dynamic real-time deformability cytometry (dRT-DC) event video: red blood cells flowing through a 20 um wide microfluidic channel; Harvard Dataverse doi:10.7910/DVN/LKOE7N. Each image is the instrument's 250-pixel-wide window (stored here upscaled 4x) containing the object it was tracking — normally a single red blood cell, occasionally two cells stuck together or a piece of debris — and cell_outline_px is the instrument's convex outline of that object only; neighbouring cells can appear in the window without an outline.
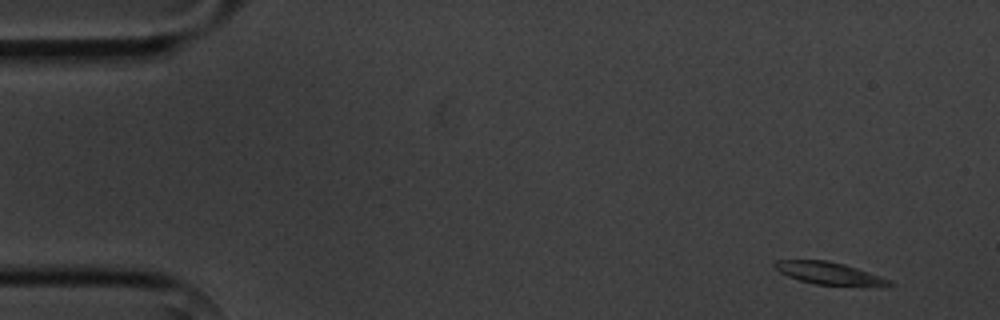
{"species": "common noctule bat (a hibernating species)", "species_latin": "Nyctalus noctula", "temperature_condition": "cold", "stored_images_in_passage": 5, "camera_frame_rate_fps": 3000, "um_per_image_px": 0.085, "animal": {"sex": "male", "body_mass_g": 20.1, "forearm_length_mm": 53.5}, "frame": {"image": 1, "passage_image": 1, "time_ms": 0.0, "image_size_px": [1000, 320], "cell_outline_px": [[896, 284], [816, 284], [800, 280], [788, 276], [780, 272], [772, 264], [776, 260], [828, 260], [844, 264], [892, 280]], "centroid_in_image_um": [70.36, 23.18], "position_along_channel_um": 14.6, "area_um2": 14.16}}
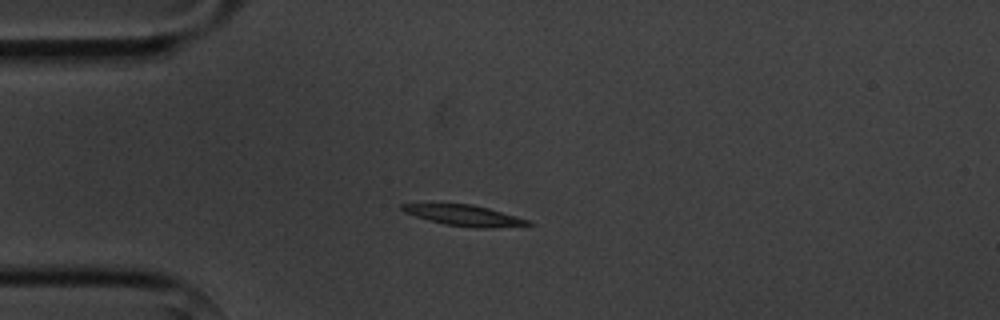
{"frame": {"image": 2, "passage_image": 3, "time_ms": 3.333, "image_size_px": [1000, 320], "cell_outline_px": [[536, 224], [492, 228], [476, 228], [448, 224], [428, 220], [404, 212], [400, 208], [400, 204], [472, 204], [488, 208], [516, 216], [528, 220]], "centroid_in_image_um": [39.48, 18.31], "position_along_channel_um": 45.5, "area_um2": 14.97}}
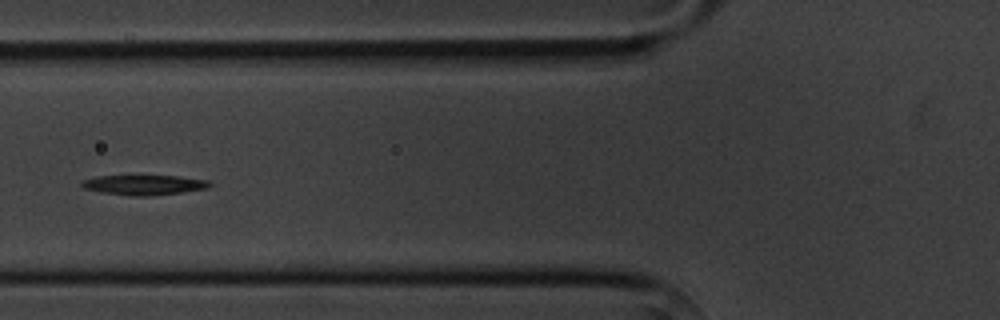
{"frame": {"image": 3, "passage_image": 5, "time_ms": 5.667, "image_size_px": [1000, 320], "cell_outline_px": [[212, 184], [208, 188], [184, 192], [148, 196], [128, 196], [100, 192], [84, 188], [80, 184], [84, 180], [96, 176], [176, 176], [208, 180]], "centroid_in_image_um": [12.25, 15.72], "position_along_channel_um": 113.5, "area_um2": 14.85}}